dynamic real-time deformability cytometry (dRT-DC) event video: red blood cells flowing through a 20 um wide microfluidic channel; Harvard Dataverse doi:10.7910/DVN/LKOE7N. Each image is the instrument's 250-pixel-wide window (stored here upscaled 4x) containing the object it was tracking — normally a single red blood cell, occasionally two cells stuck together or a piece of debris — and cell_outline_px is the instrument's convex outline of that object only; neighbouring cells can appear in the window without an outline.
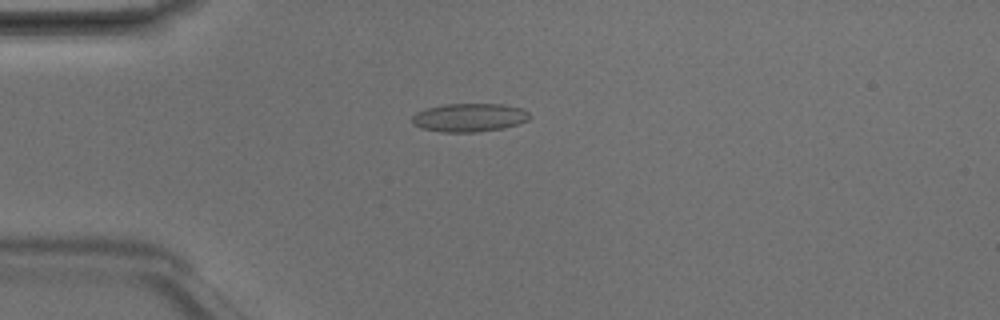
{"species": "Egyptian fruit bat (a non-hibernating species)", "species_latin": "Rousettus aegyptiacus", "temperature_condition": "room temperature", "stored_images_in_passage": 5, "camera_frame_rate_fps": 3000, "um_per_image_px": 0.085, "animal": {"sex": "male"}, "frame": {"image": 1, "passage_image": 4, "time_ms": 1.0, "image_size_px": [1000, 320], "cell_outline_px": [[528, 120], [504, 128], [476, 132], [444, 132], [420, 128], [412, 124], [412, 116], [416, 112], [428, 108], [444, 104], [504, 104], [524, 108], [528, 112]], "centroid_in_image_um": [39.88, 9.99], "position_along_channel_um": 45.1, "area_um2": 19.48}}